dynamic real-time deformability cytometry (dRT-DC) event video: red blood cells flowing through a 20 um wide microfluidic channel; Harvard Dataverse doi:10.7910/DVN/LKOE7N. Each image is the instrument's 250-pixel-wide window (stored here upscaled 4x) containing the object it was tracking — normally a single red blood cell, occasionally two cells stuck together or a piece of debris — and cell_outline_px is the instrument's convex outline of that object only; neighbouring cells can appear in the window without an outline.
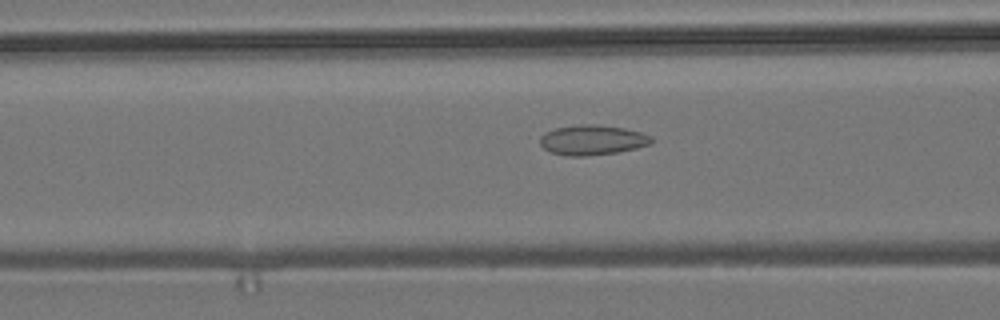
{"species": "common noctule bat (a hibernating species)", "species_latin": "Nyctalus noctula", "temperature_condition": "room temperature", "stored_images_in_passage": 21, "camera_frame_rate_fps": 3000, "um_per_image_px": 0.085, "animal": {"sex": "male", "body_mass_g": 19.2, "forearm_length_mm": 51.8}, "frame": {"image": 1, "passage_image": 6, "time_ms": 1.667, "image_size_px": [1000, 320], "cell_outline_px": [[652, 144], [636, 148], [616, 152], [584, 156], [564, 156], [552, 152], [544, 148], [540, 144], [540, 136], [544, 132], [556, 128], [580, 124], [596, 124], [624, 128], [640, 132], [652, 136]], "centroid_in_image_um": [50.34, 11.89], "position_along_channel_um": 116.3, "area_um2": 19.48}}
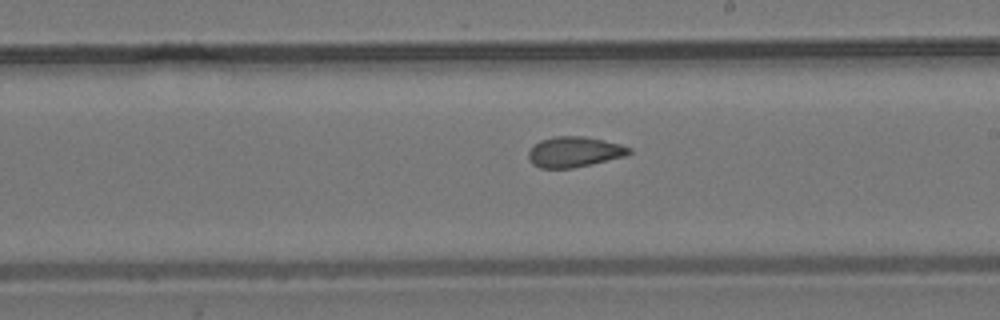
{"frame": {"image": 2, "passage_image": 16, "time_ms": 5.0, "image_size_px": [1000, 320], "cell_outline_px": [[632, 152], [624, 156], [592, 164], [572, 168], [540, 168], [532, 164], [528, 156], [528, 152], [532, 144], [540, 140], [552, 136], [584, 136], [604, 140], [620, 144], [632, 148]], "centroid_in_image_um": [48.78, 12.9], "position_along_channel_um": 240.2, "area_um2": 18.03}}
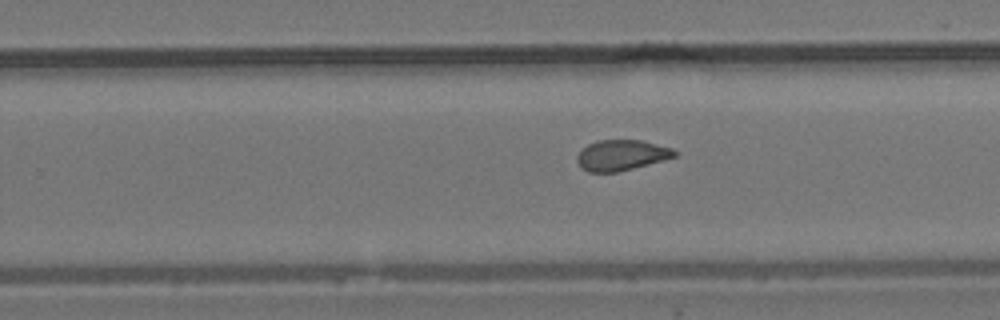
{"frame": {"image": 3, "passage_image": 19, "time_ms": 6.0, "image_size_px": [1000, 320], "cell_outline_px": [[676, 156], [648, 164], [616, 172], [588, 172], [580, 168], [576, 160], [576, 156], [580, 148], [596, 140], [640, 140], [672, 148], [676, 152]], "centroid_in_image_um": [52.74, 13.18], "position_along_channel_um": 277.1, "area_um2": 17.4}}